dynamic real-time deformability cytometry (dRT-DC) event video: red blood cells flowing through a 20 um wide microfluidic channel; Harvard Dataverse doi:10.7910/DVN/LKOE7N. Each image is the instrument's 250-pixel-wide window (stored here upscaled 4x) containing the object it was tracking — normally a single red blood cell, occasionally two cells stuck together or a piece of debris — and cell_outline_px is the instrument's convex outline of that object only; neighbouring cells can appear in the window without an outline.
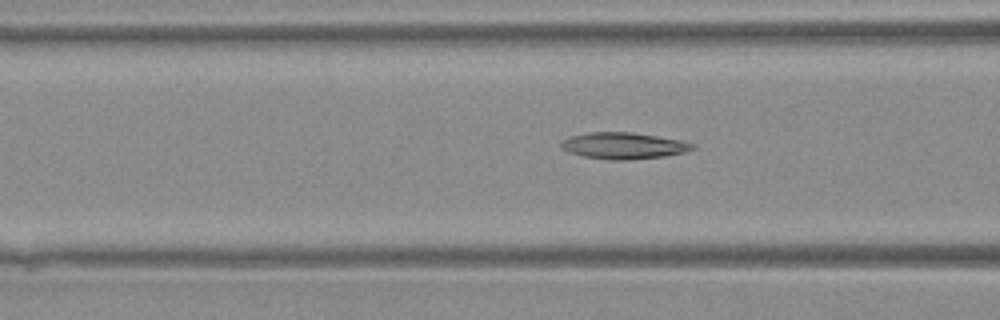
{"species": "Egyptian fruit bat (a non-hibernating species)", "species_latin": "Rousettus aegyptiacus", "temperature_condition": "warm", "stored_images_in_passage": 4, "camera_frame_rate_fps": 3000, "um_per_image_px": 0.085, "animal": {"sex": "female"}, "frame": {"image": 1, "passage_image": 4, "time_ms": 1.0, "image_size_px": [1000, 320], "cell_outline_px": [[696, 148], [684, 152], [664, 156], [628, 160], [612, 160], [584, 156], [568, 152], [560, 148], [560, 144], [564, 140], [572, 136], [588, 132], [632, 132], [680, 140], [696, 144]], "centroid_in_image_um": [53.01, 12.38], "position_along_channel_um": 113.6, "area_um2": 20.17}}